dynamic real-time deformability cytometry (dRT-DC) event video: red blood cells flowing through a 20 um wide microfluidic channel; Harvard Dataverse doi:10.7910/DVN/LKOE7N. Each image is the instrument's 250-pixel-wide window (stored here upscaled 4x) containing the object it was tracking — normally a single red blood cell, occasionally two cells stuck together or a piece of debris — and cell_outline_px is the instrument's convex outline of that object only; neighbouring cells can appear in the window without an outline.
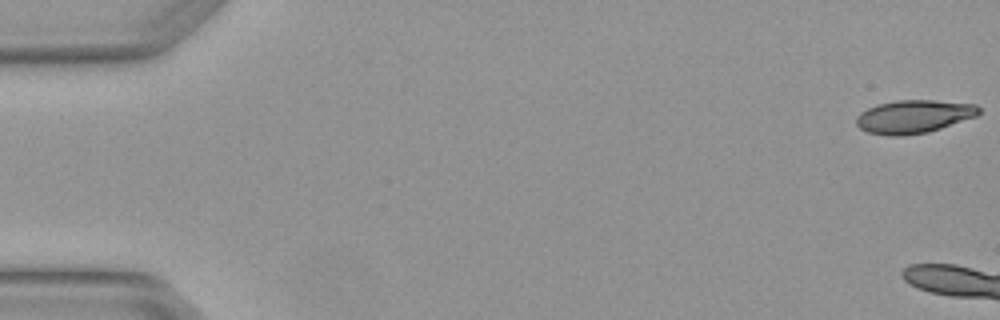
{"species": "Egyptian fruit bat (a non-hibernating species)", "species_latin": "Rousettus aegyptiacus", "temperature_condition": "warm", "stored_images_in_passage": 5, "camera_frame_rate_fps": 3000, "um_per_image_px": 0.085, "animal": {"sex": "female"}, "frame": {"image": 1, "passage_image": 1, "time_ms": 0.0, "image_size_px": [1000, 320], "cell_outline_px": [[980, 112], [976, 116], [928, 132], [904, 136], [888, 136], [868, 132], [860, 128], [856, 124], [856, 116], [860, 112], [876, 104], [900, 100], [932, 100], [976, 104], [980, 108]], "centroid_in_image_um": [77.64, 9.91], "position_along_channel_um": 7.4, "area_um2": 23.7}}